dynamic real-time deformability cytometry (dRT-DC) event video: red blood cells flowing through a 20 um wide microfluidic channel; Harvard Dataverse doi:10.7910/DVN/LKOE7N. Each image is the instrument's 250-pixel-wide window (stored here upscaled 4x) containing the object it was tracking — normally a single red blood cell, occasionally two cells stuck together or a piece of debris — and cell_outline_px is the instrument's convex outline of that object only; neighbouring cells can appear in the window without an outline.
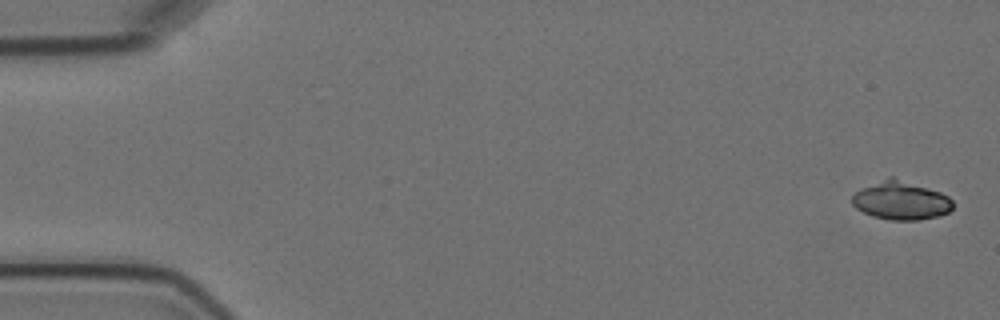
{"species": "Egyptian fruit bat (a non-hibernating species)", "species_latin": "Rousettus aegyptiacus", "temperature_condition": "cold", "stored_images_in_passage": 5, "camera_frame_rate_fps": 3000, "um_per_image_px": 0.085, "animal": {"sex": "female"}, "frame": {"image": 1, "passage_image": 1, "time_ms": 0.0, "image_size_px": [1000, 320], "cell_outline_px": [[952, 208], [948, 212], [940, 216], [920, 220], [888, 220], [872, 216], [856, 208], [852, 204], [852, 196], [860, 188], [888, 176], [892, 176], [940, 192], [948, 196], [952, 200]], "centroid_in_image_um": [76.56, 17.04], "position_along_channel_um": 8.4, "area_um2": 22.72}}
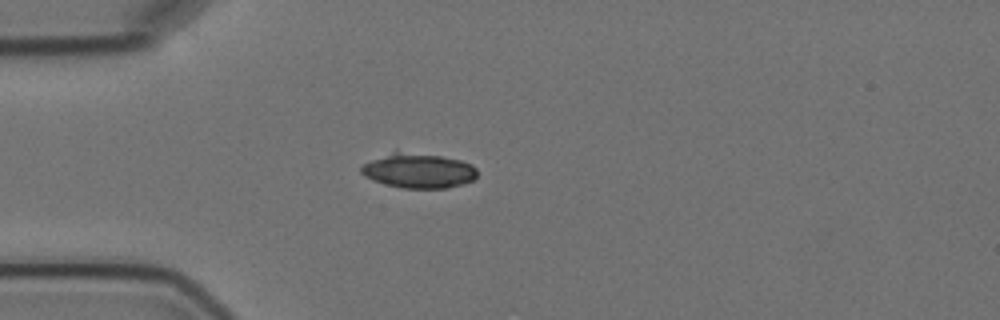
{"frame": {"image": 2, "passage_image": 5, "time_ms": 4.667, "image_size_px": [1000, 320], "cell_outline_px": [[476, 176], [472, 180], [464, 184], [448, 188], [404, 188], [384, 184], [372, 180], [364, 176], [360, 172], [360, 168], [364, 164], [396, 148], [440, 156], [460, 160], [472, 164], [476, 168]], "centroid_in_image_um": [35.54, 14.48], "position_along_channel_um": 49.5, "area_um2": 24.04}}